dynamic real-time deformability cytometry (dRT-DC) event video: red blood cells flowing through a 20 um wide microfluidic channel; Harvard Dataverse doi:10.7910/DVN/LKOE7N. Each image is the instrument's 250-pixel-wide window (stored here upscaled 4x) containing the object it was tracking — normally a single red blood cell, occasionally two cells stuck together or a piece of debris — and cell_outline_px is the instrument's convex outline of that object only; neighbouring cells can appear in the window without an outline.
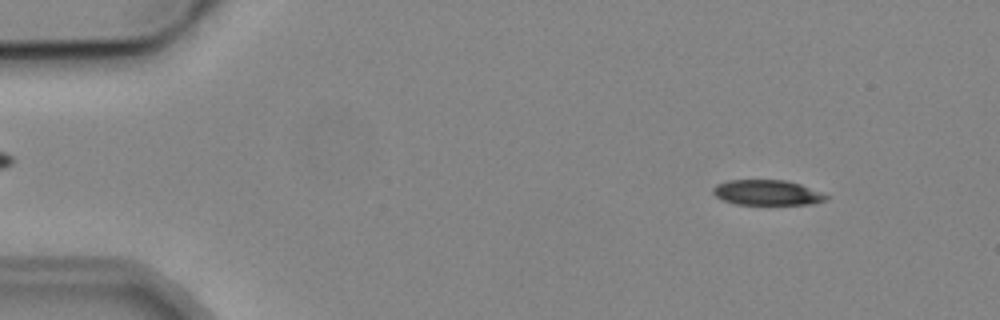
{"species": "common noctule bat (a hibernating species)", "species_latin": "Nyctalus noctula", "temperature_condition": "cold", "stored_images_in_passage": 3, "camera_frame_rate_fps": 3000, "um_per_image_px": 0.085, "animal": {"sex": "male", "body_mass_g": 19.2, "forearm_length_mm": 51.8}, "frame": {"image": 1, "passage_image": 1, "time_ms": 0.0, "image_size_px": [1000, 320], "cell_outline_px": [[828, 200], [812, 204], [736, 204], [724, 200], [716, 196], [712, 192], [712, 188], [716, 184], [728, 180], [788, 180], [800, 184], [820, 192], [828, 196]], "centroid_in_image_um": [65.2, 16.36], "position_along_channel_um": 19.8, "area_um2": 16.59}}